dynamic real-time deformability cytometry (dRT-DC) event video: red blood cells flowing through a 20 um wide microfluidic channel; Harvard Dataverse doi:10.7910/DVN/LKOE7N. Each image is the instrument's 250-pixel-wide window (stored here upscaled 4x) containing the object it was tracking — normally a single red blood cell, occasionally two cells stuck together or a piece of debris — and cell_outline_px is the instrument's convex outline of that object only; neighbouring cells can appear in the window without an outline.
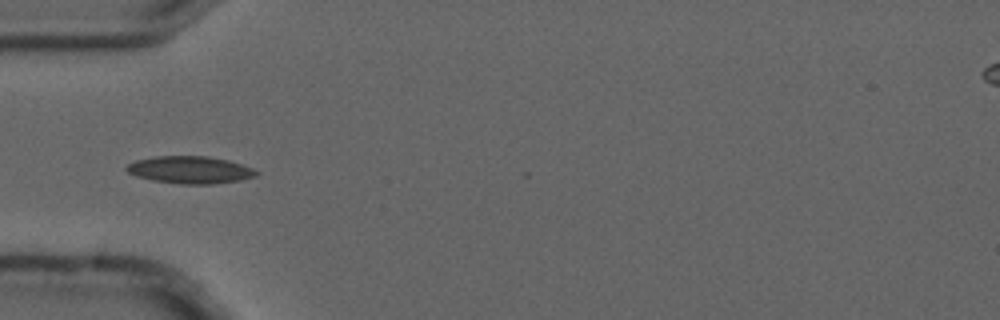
{"species": "common noctule bat (a hibernating species)", "species_latin": "Nyctalus noctula", "temperature_condition": "cold", "stored_images_in_passage": 9, "camera_frame_rate_fps": 3000, "um_per_image_px": 0.085, "animal": {"sex": "male", "forearm_length_mm": 52.5}, "frame": {"image": 1, "passage_image": 4, "time_ms": 1.0, "image_size_px": [1000, 320], "cell_outline_px": [[260, 172], [256, 176], [240, 180], [216, 184], [180, 184], [152, 180], [136, 176], [128, 172], [124, 168], [128, 164], [136, 160], [156, 156], [208, 156], [228, 160], [252, 168]], "centroid_in_image_um": [16.16, 14.44], "position_along_channel_um": 68.8, "area_um2": 20.69}}
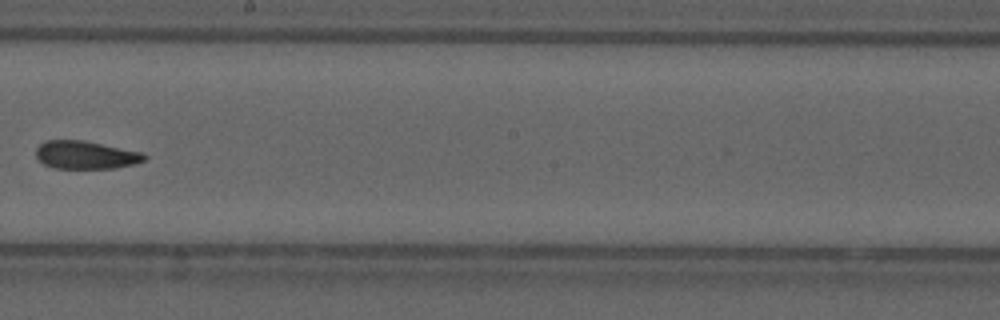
{"frame": {"image": 2, "passage_image": 8, "time_ms": 2.333, "image_size_px": [1000, 320], "cell_outline_px": [[148, 156], [144, 160], [132, 164], [116, 168], [52, 168], [44, 164], [36, 156], [36, 148], [40, 144], [48, 140], [84, 140], [144, 152]], "centroid_in_image_um": [7.3, 13.16], "position_along_channel_um": 240.9, "area_um2": 17.74}}
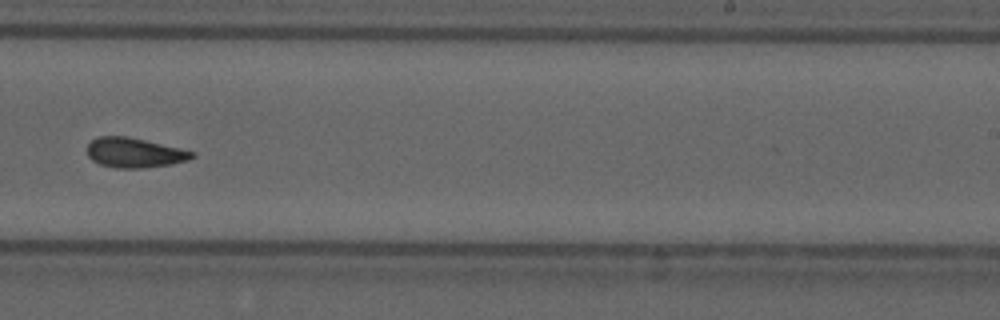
{"frame": {"image": 3, "passage_image": 9, "time_ms": 2.667, "image_size_px": [1000, 320], "cell_outline_px": [[196, 156], [188, 160], [172, 164], [140, 168], [116, 168], [100, 164], [92, 160], [88, 156], [88, 144], [92, 140], [100, 136], [128, 136], [180, 148], [196, 152]], "centroid_in_image_um": [11.45, 12.98], "position_along_channel_um": 277.5, "area_um2": 18.21}}